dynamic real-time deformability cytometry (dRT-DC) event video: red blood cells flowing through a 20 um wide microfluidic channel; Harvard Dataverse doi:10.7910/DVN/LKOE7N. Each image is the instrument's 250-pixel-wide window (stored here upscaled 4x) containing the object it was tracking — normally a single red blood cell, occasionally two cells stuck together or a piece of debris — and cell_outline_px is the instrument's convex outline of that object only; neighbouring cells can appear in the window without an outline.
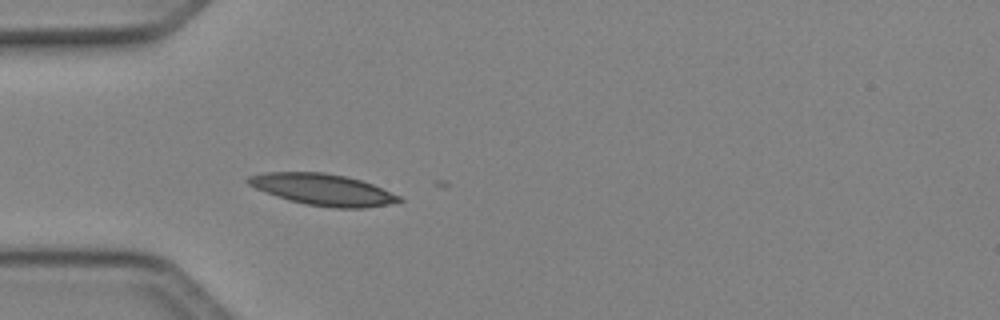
{"species": "Egyptian fruit bat (a non-hibernating species)", "species_latin": "Rousettus aegyptiacus", "temperature_condition": "cold", "stored_images_in_passage": 2, "camera_frame_rate_fps": 3000, "um_per_image_px": 0.085, "animal": {"sex": "female"}, "frame": {"image": 1, "passage_image": 1, "time_ms": 0.0, "image_size_px": [1000, 320], "cell_outline_px": [[404, 200], [388, 204], [364, 208], [336, 208], [304, 204], [288, 200], [276, 196], [256, 188], [248, 184], [244, 180], [248, 176], [264, 172], [324, 172], [348, 176], [372, 184], [400, 196]], "centroid_in_image_um": [27.41, 16.11], "position_along_channel_um": 57.6, "area_um2": 27.69}}